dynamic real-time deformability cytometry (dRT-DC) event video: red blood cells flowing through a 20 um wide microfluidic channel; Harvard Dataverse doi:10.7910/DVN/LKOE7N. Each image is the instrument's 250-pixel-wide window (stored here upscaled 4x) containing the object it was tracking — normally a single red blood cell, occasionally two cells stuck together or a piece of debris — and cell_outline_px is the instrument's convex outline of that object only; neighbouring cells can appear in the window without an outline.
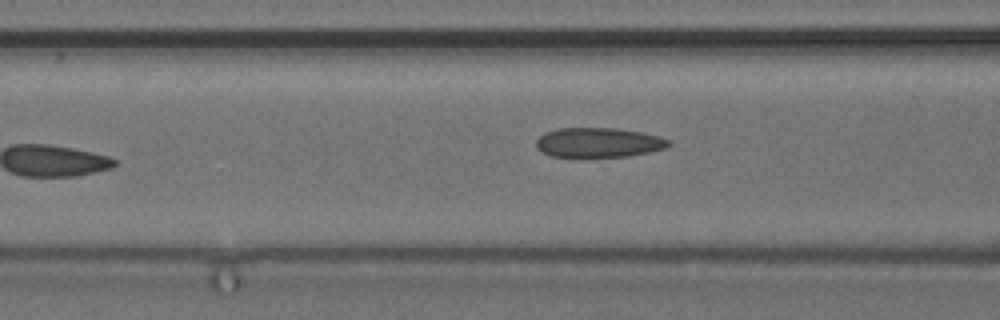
{"species": "common noctule bat (a hibernating species)", "species_latin": "Nyctalus noctula", "temperature_condition": "cold", "stored_images_in_passage": 6, "camera_frame_rate_fps": 3000, "um_per_image_px": 0.085, "animal": {"sex": "female", "body_mass_g": 24.6, "forearm_length_mm": 56.2}, "frame": {"image": 1, "passage_image": 6, "time_ms": 1.667, "image_size_px": [1000, 320], "cell_outline_px": [[672, 144], [668, 148], [628, 156], [552, 156], [540, 152], [536, 148], [536, 140], [544, 132], [556, 128], [616, 128], [640, 132], [660, 136], [668, 140]], "centroid_in_image_um": [50.86, 12.1], "position_along_channel_um": 115.7, "area_um2": 22.89}}